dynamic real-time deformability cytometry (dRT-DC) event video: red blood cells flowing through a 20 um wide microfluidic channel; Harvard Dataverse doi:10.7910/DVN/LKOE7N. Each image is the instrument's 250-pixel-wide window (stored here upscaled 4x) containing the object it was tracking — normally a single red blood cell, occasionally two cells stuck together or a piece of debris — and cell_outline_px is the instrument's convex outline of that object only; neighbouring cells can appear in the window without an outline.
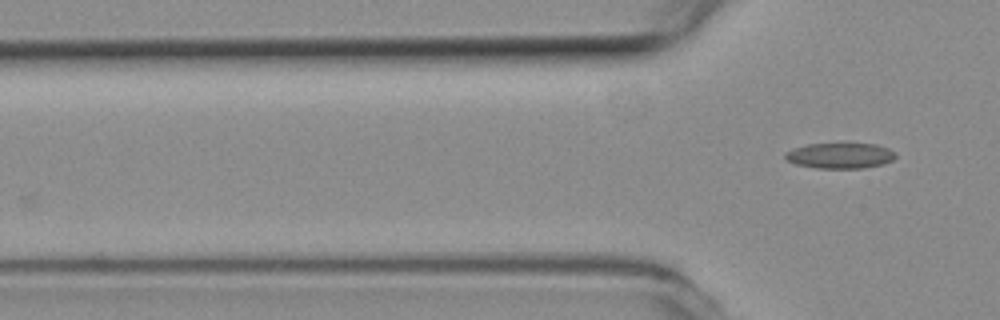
{"species": "common noctule bat (a hibernating species)", "species_latin": "Nyctalus noctula", "temperature_condition": "room temperature", "stored_images_in_passage": 3, "camera_frame_rate_fps": 3000, "um_per_image_px": 0.085, "animal": {"sex": "female", "body_mass_g": 19.3, "forearm_length_mm": 54.1}, "frame": {"image": 1, "passage_image": 3, "time_ms": 0.667, "image_size_px": [1000, 320], "cell_outline_px": [[896, 156], [892, 160], [884, 164], [864, 168], [816, 168], [796, 164], [788, 160], [784, 156], [784, 152], [792, 148], [808, 144], [876, 144], [888, 148], [896, 152]], "centroid_in_image_um": [71.41, 13.23], "position_along_channel_um": 54.4, "area_um2": 16.47}}